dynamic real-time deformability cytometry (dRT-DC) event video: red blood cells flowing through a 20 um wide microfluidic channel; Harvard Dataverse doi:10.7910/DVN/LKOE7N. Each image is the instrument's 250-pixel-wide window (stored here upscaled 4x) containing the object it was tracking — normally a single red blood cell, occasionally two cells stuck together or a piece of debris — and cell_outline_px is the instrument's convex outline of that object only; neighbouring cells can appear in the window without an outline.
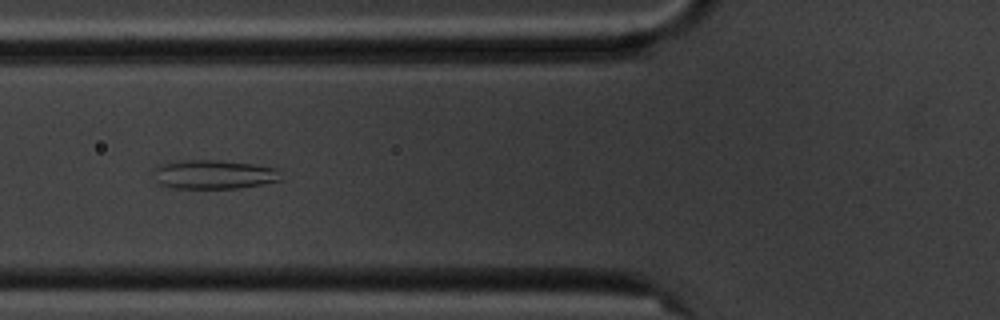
{"species": "common noctule bat (a hibernating species)", "species_latin": "Nyctalus noctula", "temperature_condition": "cold", "stored_images_in_passage": 9, "camera_frame_rate_fps": 3000, "um_per_image_px": 0.085, "animal": {"sex": "male", "body_mass_g": 20.1, "forearm_length_mm": 53.5}, "frame": {"image": 1, "passage_image": 6, "time_ms": 6.0, "image_size_px": [1000, 320], "cell_outline_px": [[284, 180], [240, 188], [172, 188], [160, 184], [156, 180], [156, 168], [160, 164], [180, 160], [216, 160], [252, 164], [280, 168]], "centroid_in_image_um": [18.27, 14.83], "position_along_channel_um": 107.5, "area_um2": 21.68}}
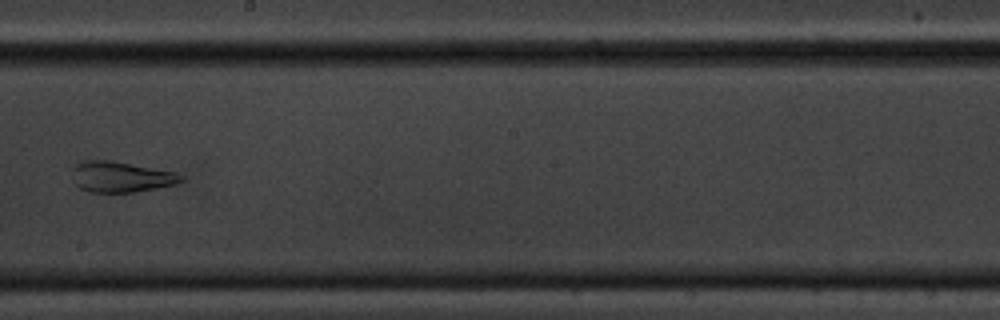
{"frame": {"image": 2, "passage_image": 9, "time_ms": 9.667, "image_size_px": [1000, 320], "cell_outline_px": [[184, 180], [176, 184], [136, 192], [88, 192], [80, 188], [72, 180], [72, 164], [84, 160], [112, 160], [176, 172], [184, 176]], "centroid_in_image_um": [10.25, 15.02], "position_along_channel_um": 238.0, "area_um2": 19.83}}